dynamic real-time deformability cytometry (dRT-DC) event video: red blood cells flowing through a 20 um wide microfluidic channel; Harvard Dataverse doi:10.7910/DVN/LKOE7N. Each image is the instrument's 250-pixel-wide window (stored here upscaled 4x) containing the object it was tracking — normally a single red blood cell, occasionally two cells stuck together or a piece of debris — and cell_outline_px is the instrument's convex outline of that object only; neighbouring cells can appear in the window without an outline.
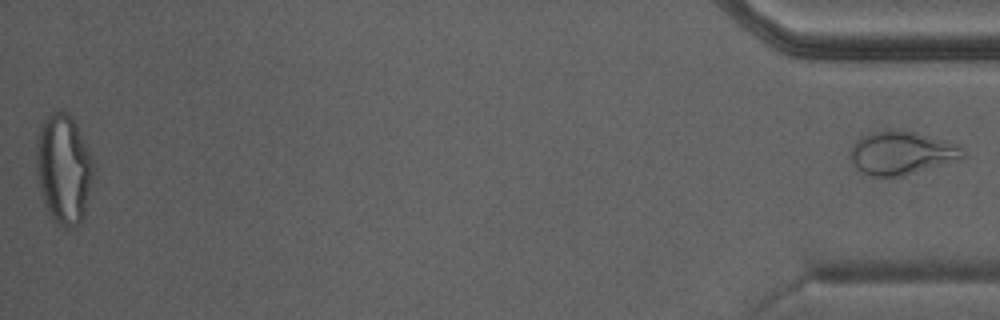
{"species": "Egyptian fruit bat (a non-hibernating species)", "species_latin": "Rousettus aegyptiacus", "temperature_condition": "warm", "stored_images_in_passage": 36, "segment_of_instrument_passage": [2, 2], "camera_frame_rate_fps": 3000, "um_per_image_px": 0.085, "animal": {"sex": "male"}, "frame": {"image": 1, "passage_image": 36, "time_ms": 11.667, "image_size_px": [1000, 320], "cell_outline_px": [[964, 160], [904, 176], [868, 176], [856, 168], [848, 160], [852, 144], [860, 136], [868, 132], [916, 132], [956, 144], [964, 152]], "centroid_in_image_um": [76.62, 13.05], "position_along_channel_um": 358.6, "area_um2": 28.55}}